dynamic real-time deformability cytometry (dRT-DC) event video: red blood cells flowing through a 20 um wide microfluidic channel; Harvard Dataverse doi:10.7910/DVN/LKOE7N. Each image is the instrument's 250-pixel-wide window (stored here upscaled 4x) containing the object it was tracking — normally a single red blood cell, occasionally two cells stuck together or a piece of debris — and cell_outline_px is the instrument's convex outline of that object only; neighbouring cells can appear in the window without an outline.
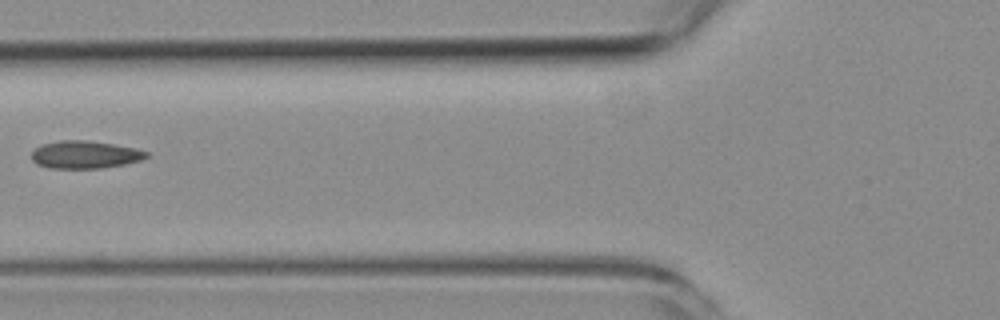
{"species": "common noctule bat (a hibernating species)", "species_latin": "Nyctalus noctula", "temperature_condition": "room temperature", "stored_images_in_passage": 3, "camera_frame_rate_fps": 3000, "um_per_image_px": 0.085, "animal": {"sex": "female", "body_mass_g": 19.3, "forearm_length_mm": 54.1}, "frame": {"image": 1, "passage_image": 2, "time_ms": 1.333, "image_size_px": [1000, 320], "cell_outline_px": [[148, 156], [140, 160], [124, 164], [100, 168], [52, 168], [36, 164], [32, 160], [32, 152], [36, 148], [44, 144], [60, 140], [84, 140], [112, 144], [136, 148], [148, 152]], "centroid_in_image_um": [7.22, 13.14], "position_along_channel_um": 118.6, "area_um2": 18.26}}
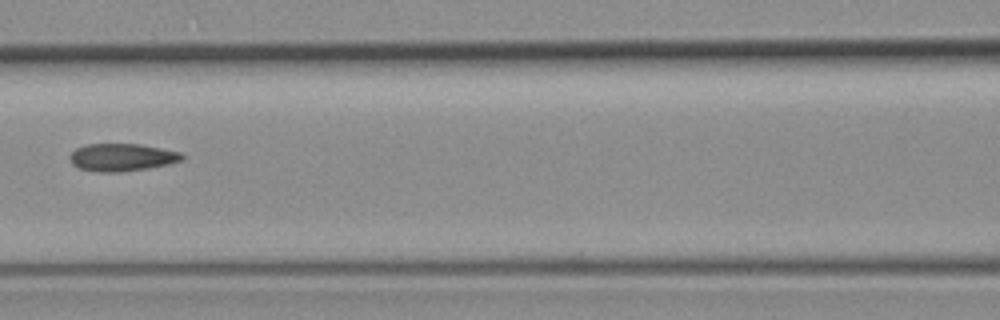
{"frame": {"image": 2, "passage_image": 3, "time_ms": 2.333, "image_size_px": [1000, 320], "cell_outline_px": [[184, 160], [168, 164], [148, 168], [120, 172], [100, 172], [80, 168], [72, 164], [68, 156], [76, 148], [88, 144], [140, 144], [180, 152], [184, 156]], "centroid_in_image_um": [10.36, 13.37], "position_along_channel_um": 156.2, "area_um2": 17.98}}